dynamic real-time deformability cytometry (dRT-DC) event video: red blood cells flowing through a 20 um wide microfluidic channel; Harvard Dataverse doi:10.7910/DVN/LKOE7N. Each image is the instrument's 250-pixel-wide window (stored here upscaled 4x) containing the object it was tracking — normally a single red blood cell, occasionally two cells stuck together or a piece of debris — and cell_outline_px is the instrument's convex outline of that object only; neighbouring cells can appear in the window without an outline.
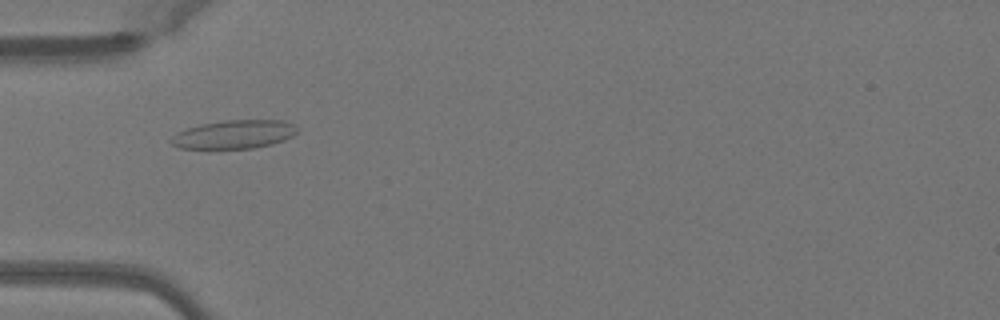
{"species": "Egyptian fruit bat (a non-hibernating species)", "species_latin": "Rousettus aegyptiacus", "temperature_condition": "warm", "stored_images_in_passage": 51, "camera_frame_rate_fps": 3000, "um_per_image_px": 0.085, "animal": {"sex": "female"}, "frame": {"image": 1, "passage_image": 17, "time_ms": 5.333, "image_size_px": [1000, 320], "cell_outline_px": [[300, 128], [292, 136], [284, 140], [272, 144], [252, 148], [180, 148], [172, 144], [168, 140], [172, 136], [188, 128], [200, 124], [224, 120], [284, 120]], "centroid_in_image_um": [19.92, 11.41], "position_along_channel_um": 65.1, "area_um2": 20.87}}
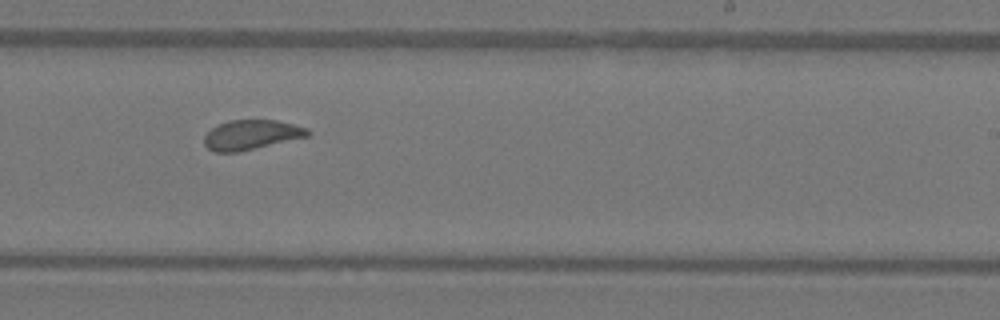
{"frame": {"image": 2, "passage_image": 32, "time_ms": 10.333, "image_size_px": [1000, 320], "cell_outline_px": [[308, 136], [240, 152], [216, 152], [208, 148], [204, 144], [204, 136], [216, 124], [228, 120], [276, 120], [308, 128]], "centroid_in_image_um": [21.32, 11.46], "position_along_channel_um": 267.7, "area_um2": 17.86}}
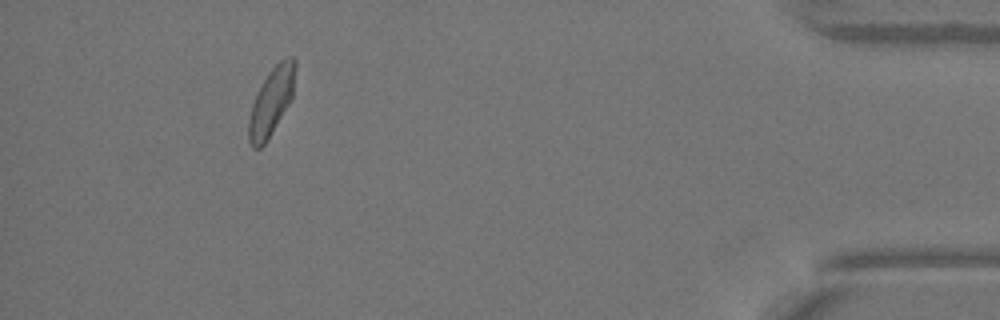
{"frame": {"image": 3, "passage_image": 47, "time_ms": 15.333, "image_size_px": [1000, 320], "cell_outline_px": [[296, 68], [292, 96], [288, 104], [264, 144], [260, 148], [252, 148], [248, 140], [248, 120], [252, 104], [256, 92], [272, 68], [280, 60], [288, 56], [292, 56], [296, 60]], "centroid_in_image_um": [23.05, 8.6], "position_along_channel_um": 412.2, "area_um2": 18.03}, "authors_computed_cell_mechanics": {"area_um2": 18.6116, "velocity_mm_per_s": 4.0631, "shape_relaxation_time_tau1_ms": 9.2444, "shape_relaxation_time_tau2_ms": 0.5555, "deformation_change_tau1": 0.215, "deformation_change_tau2": 0.0688}}